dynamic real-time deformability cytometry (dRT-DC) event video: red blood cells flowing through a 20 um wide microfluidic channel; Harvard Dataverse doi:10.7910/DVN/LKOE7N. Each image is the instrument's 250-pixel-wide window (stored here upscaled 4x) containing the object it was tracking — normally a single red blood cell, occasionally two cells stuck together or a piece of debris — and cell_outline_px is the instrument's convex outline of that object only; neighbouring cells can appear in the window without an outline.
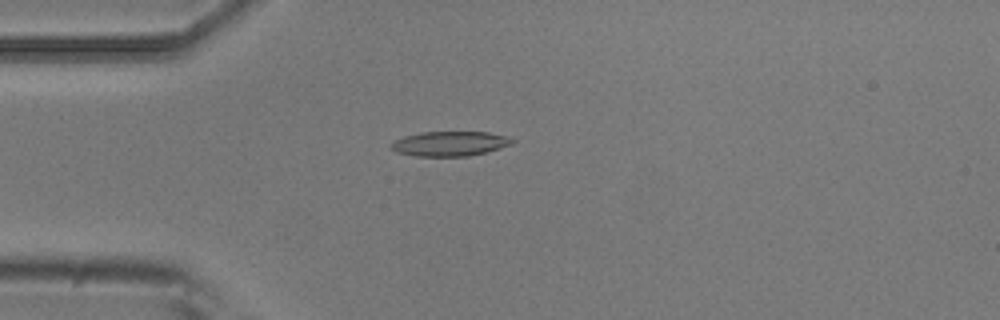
{"species": "common noctule bat (a hibernating species)", "species_latin": "Nyctalus noctula", "temperature_condition": "room temperature", "stored_images_in_passage": 54, "camera_frame_rate_fps": 3000, "um_per_image_px": 0.085, "animal": {"sex": "male", "body_mass_g": 20.5, "forearm_length_mm": 52.5}, "frame": {"image": 1, "passage_image": 14, "time_ms": 4.333, "image_size_px": [1000, 320], "cell_outline_px": [[516, 140], [512, 144], [488, 152], [468, 156], [416, 156], [396, 152], [388, 148], [388, 144], [404, 136], [420, 132], [488, 132], [508, 136]], "centroid_in_image_um": [38.23, 12.21], "position_along_channel_um": 46.8, "area_um2": 17.69}}
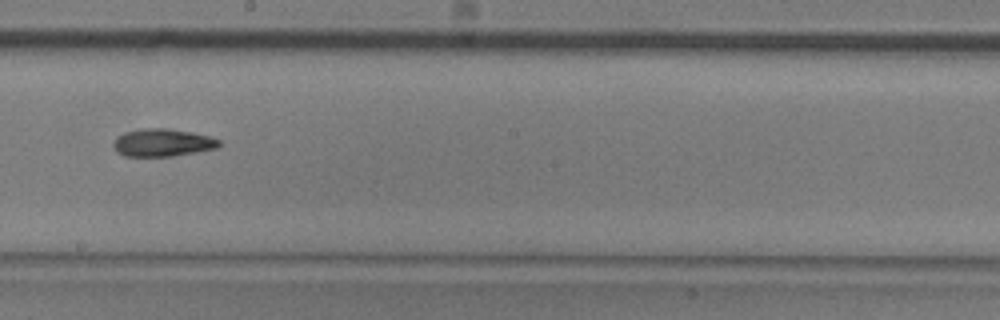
{"frame": {"image": 2, "passage_image": 30, "time_ms": 9.667, "image_size_px": [1000, 320], "cell_outline_px": [[224, 144], [216, 148], [196, 152], [172, 156], [124, 156], [116, 152], [112, 144], [116, 136], [124, 132], [140, 128], [168, 128], [192, 132], [212, 136], [220, 140]], "centroid_in_image_um": [13.82, 12.11], "position_along_channel_um": 234.4, "area_um2": 17.4}}
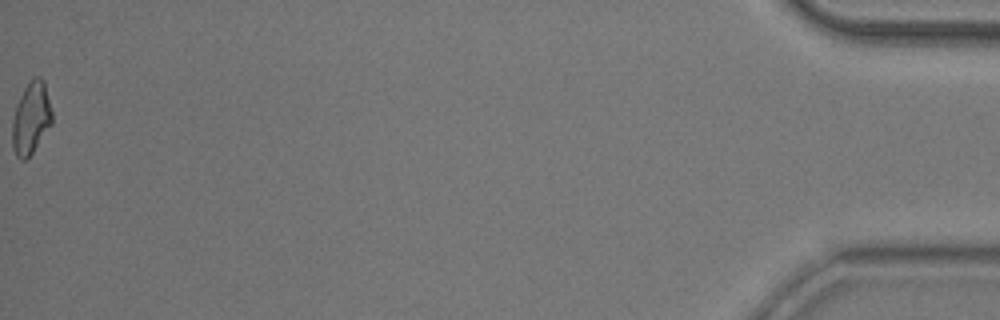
{"frame": {"image": 3, "passage_image": 54, "time_ms": 17.667, "image_size_px": [1000, 320], "cell_outline_px": [[52, 124], [32, 152], [24, 160], [20, 160], [16, 156], [12, 148], [12, 120], [16, 104], [24, 88], [36, 76], [40, 76], [44, 80], [52, 112]], "centroid_in_image_um": [2.63, 10.05], "position_along_channel_um": 432.6, "area_um2": 16.65}, "authors_computed_cell_mechanics": {"area_um2": 16.9932, "velocity_mm_per_s": 3.7621, "shape_relaxation_time_tau1_ms": 5.3147, "shape_relaxation_time_tau2_ms": 10.0227, "deformation_change_tau1": 0.1453, "deformation_change_tau2": 0.1903}}